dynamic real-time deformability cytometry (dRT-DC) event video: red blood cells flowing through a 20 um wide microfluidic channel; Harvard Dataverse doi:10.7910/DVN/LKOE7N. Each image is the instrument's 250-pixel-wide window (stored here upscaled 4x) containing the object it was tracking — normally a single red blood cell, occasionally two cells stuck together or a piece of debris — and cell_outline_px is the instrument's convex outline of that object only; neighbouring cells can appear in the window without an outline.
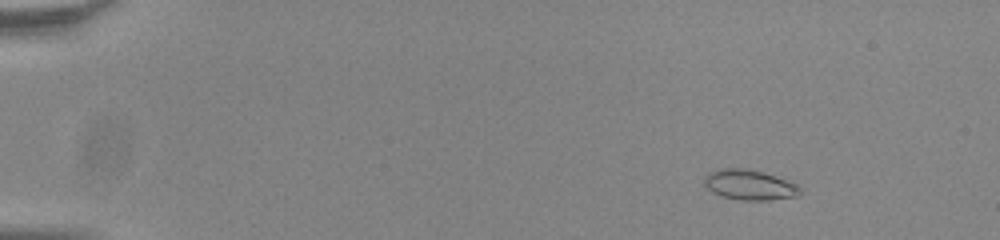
{"species": "common noctule bat (a hibernating species)", "species_latin": "Nyctalus noctula", "temperature_condition": "room temperature", "stored_images_in_passage": 50, "camera_frame_rate_fps": 3000, "um_per_image_px": 0.085, "animal": {"sex": "male", "body_mass_g": 20.0, "forearm_length_mm": 53.3}, "frame": {"image": 1, "passage_image": 2, "time_ms": 0.333, "image_size_px": [1000, 240], "cell_outline_px": [[804, 192], [796, 196], [768, 200], [740, 200], [720, 196], [712, 192], [704, 184], [704, 176], [708, 172], [716, 168], [748, 168], [764, 172], [796, 184]], "centroid_in_image_um": [63.67, 15.7], "position_along_channel_um": 21.3, "area_um2": 17.05}}
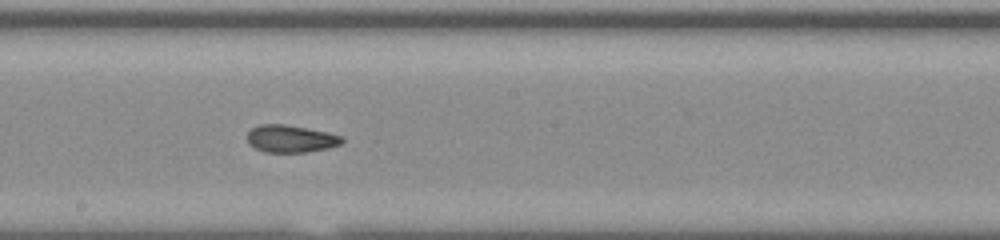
{"frame": {"image": 2, "passage_image": 27, "time_ms": 8.667, "image_size_px": [1000, 240], "cell_outline_px": [[344, 140], [340, 144], [328, 148], [304, 152], [264, 152], [248, 144], [248, 132], [252, 128], [260, 124], [284, 124], [328, 132], [344, 136]], "centroid_in_image_um": [24.72, 11.79], "position_along_channel_um": 223.5, "area_um2": 15.09}}
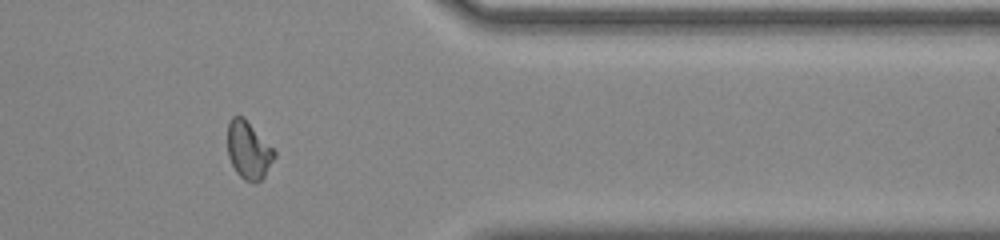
{"frame": {"image": 3, "passage_image": 41, "time_ms": 13.333, "image_size_px": [1000, 240], "cell_outline_px": [[276, 156], [264, 176], [256, 184], [252, 184], [244, 180], [236, 172], [228, 156], [228, 120], [232, 116], [244, 116], [276, 152]], "centroid_in_image_um": [21.12, 12.77], "position_along_channel_um": 390.3, "area_um2": 15.84}, "authors_computed_cell_mechanics": {"area_um2": 15.7216, "velocity_mm_per_s": 3.8238, "shape_relaxation_time_tau1_ms": null, "shape_relaxation_time_tau2_ms": 2.0973, "deformation_change_tau1": null, "deformation_change_tau2": 0.0719}}